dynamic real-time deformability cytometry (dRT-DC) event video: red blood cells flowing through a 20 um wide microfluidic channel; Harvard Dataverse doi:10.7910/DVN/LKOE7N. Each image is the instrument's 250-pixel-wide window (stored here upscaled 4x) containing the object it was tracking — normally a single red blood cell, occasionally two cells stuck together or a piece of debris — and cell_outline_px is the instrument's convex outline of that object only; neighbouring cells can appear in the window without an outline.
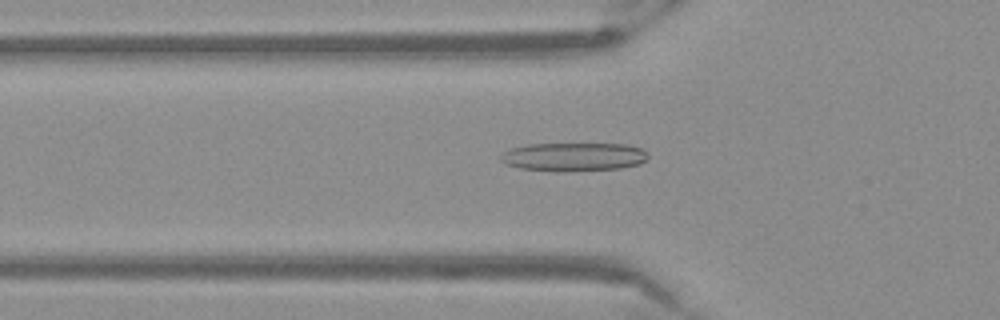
{"species": "Egyptian fruit bat (a non-hibernating species)", "species_latin": "Rousettus aegyptiacus", "temperature_condition": "warm", "stored_images_in_passage": 53, "camera_frame_rate_fps": 3000, "um_per_image_px": 0.085, "frame": {"image": 1, "passage_image": 19, "time_ms": 6.0, "image_size_px": [1000, 320], "cell_outline_px": [[648, 160], [640, 164], [620, 168], [564, 172], [552, 172], [520, 168], [508, 164], [500, 160], [500, 156], [504, 152], [512, 148], [528, 144], [628, 144], [644, 148], [648, 152]], "centroid_in_image_um": [48.82, 13.34], "position_along_channel_um": 77.0, "area_um2": 24.85}}
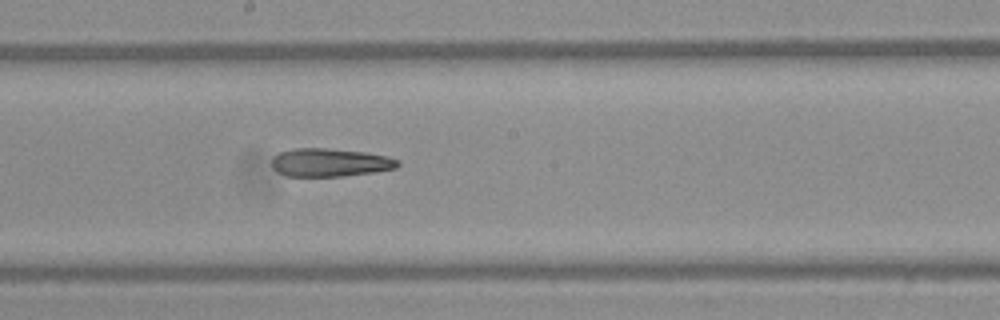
{"frame": {"image": 2, "passage_image": 30, "time_ms": 9.667, "image_size_px": [1000, 320], "cell_outline_px": [[400, 164], [396, 168], [376, 172], [344, 176], [288, 176], [276, 172], [272, 168], [272, 156], [280, 152], [292, 148], [324, 148], [364, 152], [388, 156], [400, 160]], "centroid_in_image_um": [28.04, 13.81], "position_along_channel_um": 220.2, "area_um2": 20.92}}
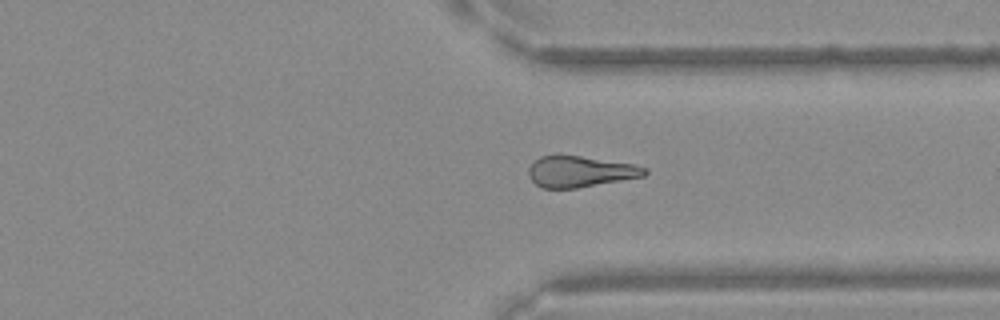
{"frame": {"image": 3, "passage_image": 41, "time_ms": 13.333, "image_size_px": [1000, 320], "cell_outline_px": [[648, 172], [644, 176], [576, 188], [540, 188], [528, 176], [528, 168], [540, 156], [580, 156], [632, 164], [648, 168]], "centroid_in_image_um": [49.31, 14.59], "position_along_channel_um": 362.1, "area_um2": 20.69}}